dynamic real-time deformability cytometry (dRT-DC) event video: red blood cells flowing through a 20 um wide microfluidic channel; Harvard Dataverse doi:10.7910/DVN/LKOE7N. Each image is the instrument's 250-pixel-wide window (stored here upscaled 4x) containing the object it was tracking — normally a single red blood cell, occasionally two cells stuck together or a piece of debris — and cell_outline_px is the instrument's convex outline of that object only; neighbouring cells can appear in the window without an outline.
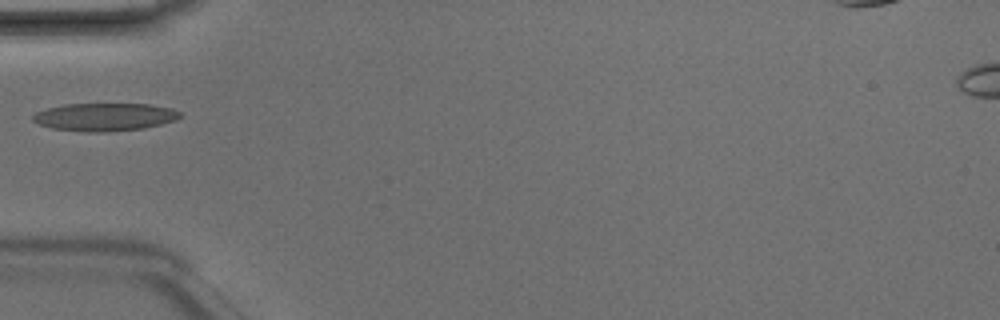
{"species": "Egyptian fruit bat (a non-hibernating species)", "species_latin": "Rousettus aegyptiacus", "temperature_condition": "room temperature", "stored_images_in_passage": 4, "camera_frame_rate_fps": 3000, "um_per_image_px": 0.085, "animal": {"sex": "male"}, "frame": {"image": 1, "passage_image": 3, "time_ms": 0.667, "image_size_px": [1000, 320], "cell_outline_px": [[180, 116], [176, 120], [144, 128], [108, 132], [84, 132], [52, 128], [40, 124], [32, 120], [32, 116], [36, 112], [48, 108], [64, 104], [148, 104], [172, 108], [180, 112]], "centroid_in_image_um": [8.89, 9.94], "position_along_channel_um": 76.1, "area_um2": 23.87}}